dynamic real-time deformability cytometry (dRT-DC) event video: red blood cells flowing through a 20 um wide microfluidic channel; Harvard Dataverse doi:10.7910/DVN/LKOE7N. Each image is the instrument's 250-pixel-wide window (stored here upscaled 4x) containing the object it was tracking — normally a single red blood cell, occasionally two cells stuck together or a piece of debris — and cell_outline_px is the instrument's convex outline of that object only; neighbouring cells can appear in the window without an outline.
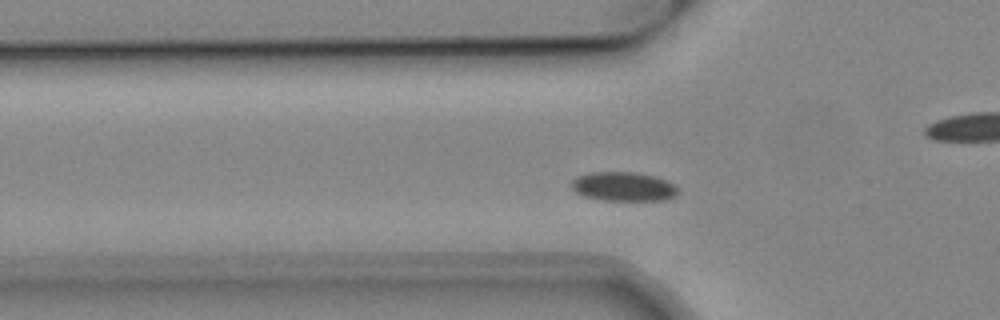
{"species": "common noctule bat (a hibernating species)", "species_latin": "Nyctalus noctula", "temperature_condition": "cold", "stored_images_in_passage": 47, "camera_frame_rate_fps": 3000, "um_per_image_px": 0.085, "animal": {"sex": "male", "body_mass_g": 19.2, "forearm_length_mm": 51.8}, "frame": {"image": 1, "passage_image": 10, "time_ms": 3.0, "image_size_px": [1000, 320], "cell_outline_px": [[680, 192], [676, 196], [664, 200], [604, 200], [584, 196], [576, 192], [572, 188], [572, 180], [576, 176], [592, 172], [636, 172], [656, 176], [668, 180], [676, 184]], "centroid_in_image_um": [53.06, 15.85], "position_along_channel_um": 72.7, "area_um2": 18.32}}
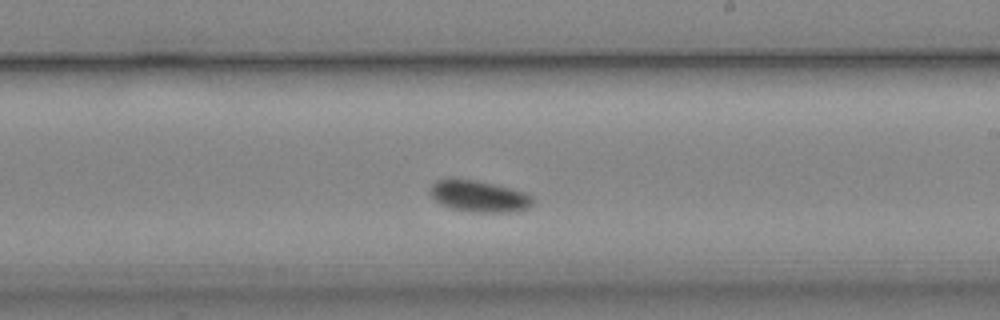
{"frame": {"image": 2, "passage_image": 24, "time_ms": 7.667, "image_size_px": [1000, 320], "cell_outline_px": [[536, 200], [528, 208], [508, 212], [472, 212], [452, 208], [436, 200], [428, 192], [432, 184], [436, 180], [452, 176], [476, 180], [524, 192], [532, 196]], "centroid_in_image_um": [40.68, 16.65], "position_along_channel_um": 248.3, "area_um2": 18.96}}
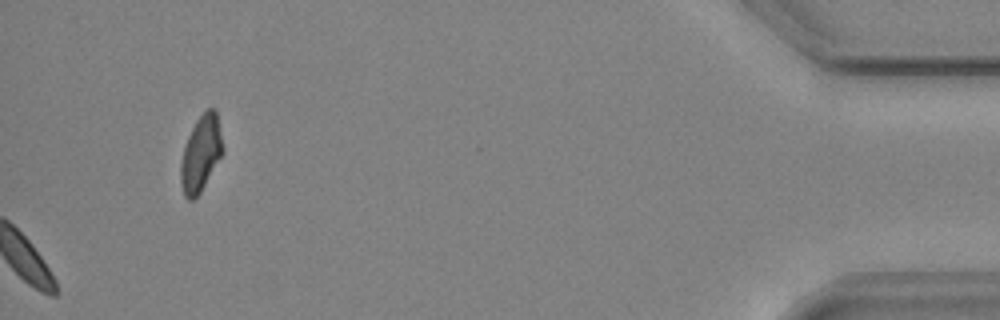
{"frame": {"image": 3, "passage_image": 47, "time_ms": 15.333, "image_size_px": [1000, 320], "cell_outline_px": [[224, 152], [200, 192], [192, 200], [188, 200], [184, 196], [180, 184], [180, 160], [188, 136], [196, 120], [208, 108], [212, 108], [216, 112], [224, 148]], "centroid_in_image_um": [17.06, 13.08], "position_along_channel_um": 418.1, "area_um2": 18.5}}